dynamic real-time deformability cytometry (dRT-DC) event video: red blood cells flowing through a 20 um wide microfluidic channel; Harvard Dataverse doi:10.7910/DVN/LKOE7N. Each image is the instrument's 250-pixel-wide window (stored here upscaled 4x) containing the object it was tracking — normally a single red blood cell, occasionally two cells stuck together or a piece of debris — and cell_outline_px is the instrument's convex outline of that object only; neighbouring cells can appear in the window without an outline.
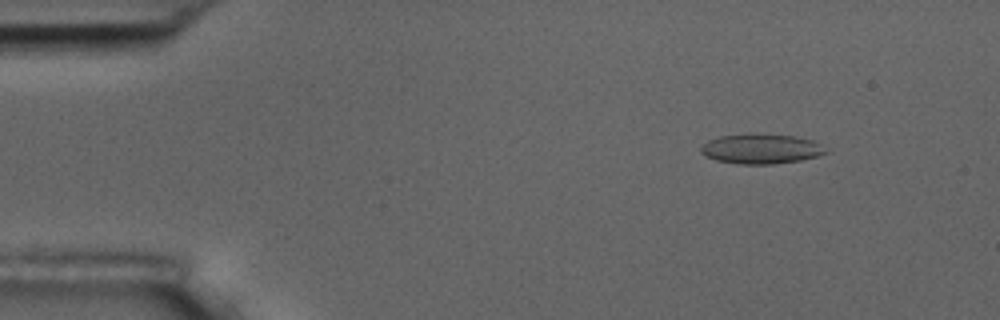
{"species": "common noctule bat (a hibernating species)", "species_latin": "Nyctalus noctula", "temperature_condition": "room temperature", "stored_images_in_passage": 7, "camera_frame_rate_fps": 3000, "um_per_image_px": 0.085, "animal": {"sex": "male", "body_mass_g": 17.5, "forearm_length_mm": 52.3}, "frame": {"image": 1, "passage_image": 3, "time_ms": 2.0, "image_size_px": [1000, 320], "cell_outline_px": [[828, 152], [816, 156], [800, 160], [772, 164], [736, 164], [716, 160], [704, 156], [700, 152], [700, 148], [708, 140], [720, 136], [752, 132], [792, 136], [812, 140], [820, 144]], "centroid_in_image_um": [64.63, 12.64], "position_along_channel_um": 20.4, "area_um2": 21.91}}
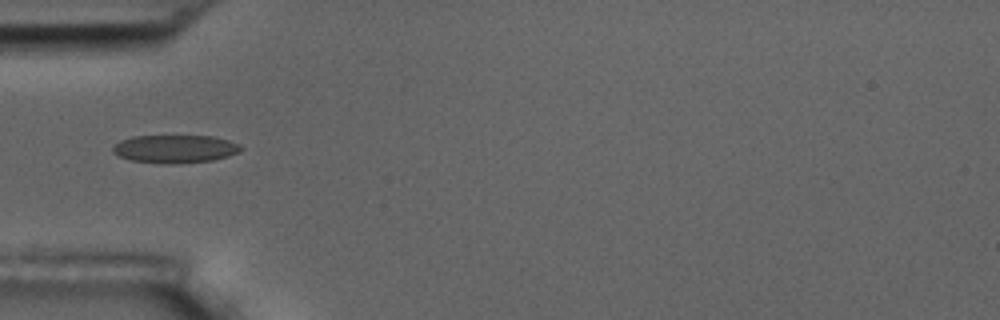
{"frame": {"image": 2, "passage_image": 6, "time_ms": 5.667, "image_size_px": [1000, 320], "cell_outline_px": [[244, 148], [240, 152], [228, 156], [212, 160], [160, 164], [132, 160], [120, 156], [112, 152], [112, 148], [120, 140], [132, 136], [212, 136], [228, 140], [240, 144]], "centroid_in_image_um": [14.89, 12.64], "position_along_channel_um": 70.1, "area_um2": 20.81}}